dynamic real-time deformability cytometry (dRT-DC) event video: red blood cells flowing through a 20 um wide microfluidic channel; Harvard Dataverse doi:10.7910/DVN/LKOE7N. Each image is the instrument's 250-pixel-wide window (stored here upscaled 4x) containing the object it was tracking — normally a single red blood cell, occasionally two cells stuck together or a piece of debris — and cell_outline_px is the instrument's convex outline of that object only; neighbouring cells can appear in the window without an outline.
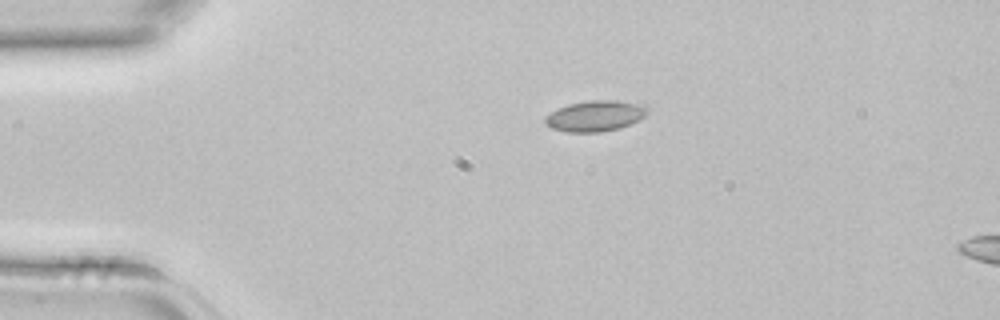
{"species": "common noctule bat (a hibernating species)", "species_latin": "Nyctalus noctula", "temperature_condition": "room temperature", "stored_images_in_passage": 2, "camera_frame_rate_fps": 3000, "um_per_image_px": 0.085, "animal": {"sex": "female", "body_mass_g": 22.7, "forearm_length_mm": 54.2}, "frame": {"image": 1, "passage_image": 1, "time_ms": 0.0, "image_size_px": [1000, 320], "cell_outline_px": [[648, 112], [640, 120], [620, 128], [600, 132], [568, 132], [552, 128], [544, 120], [544, 116], [568, 104], [588, 100], [616, 100], [636, 104], [648, 108]], "centroid_in_image_um": [50.6, 9.86], "position_along_channel_um": 34.4, "area_um2": 18.15}}